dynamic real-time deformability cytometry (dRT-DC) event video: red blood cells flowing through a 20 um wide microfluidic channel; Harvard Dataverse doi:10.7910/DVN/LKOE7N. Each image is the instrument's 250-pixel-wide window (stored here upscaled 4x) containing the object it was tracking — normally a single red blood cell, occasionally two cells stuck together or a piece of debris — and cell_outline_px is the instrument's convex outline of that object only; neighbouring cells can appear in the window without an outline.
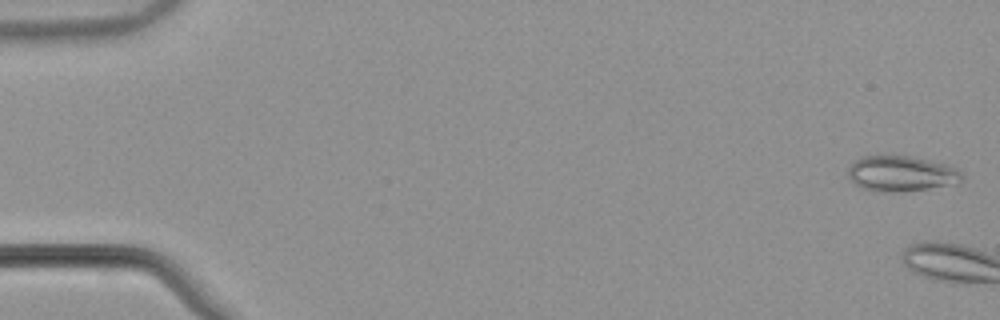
{"species": "common noctule bat (a hibernating species)", "species_latin": "Nyctalus noctula", "temperature_condition": "warm", "stored_images_in_passage": 5, "camera_frame_rate_fps": 3000, "um_per_image_px": 0.085, "animal": {"sex": "male", "body_mass_g": 21.5, "forearm_length_mm": 52.0}, "frame": {"image": 1, "passage_image": 2, "time_ms": 0.333, "image_size_px": [1000, 320], "cell_outline_px": [[964, 176], [960, 180], [928, 188], [896, 192], [880, 192], [860, 188], [848, 176], [848, 168], [860, 156], [912, 156], [944, 164], [956, 168]], "centroid_in_image_um": [76.52, 14.75], "position_along_channel_um": 8.5, "area_um2": 23.06}}